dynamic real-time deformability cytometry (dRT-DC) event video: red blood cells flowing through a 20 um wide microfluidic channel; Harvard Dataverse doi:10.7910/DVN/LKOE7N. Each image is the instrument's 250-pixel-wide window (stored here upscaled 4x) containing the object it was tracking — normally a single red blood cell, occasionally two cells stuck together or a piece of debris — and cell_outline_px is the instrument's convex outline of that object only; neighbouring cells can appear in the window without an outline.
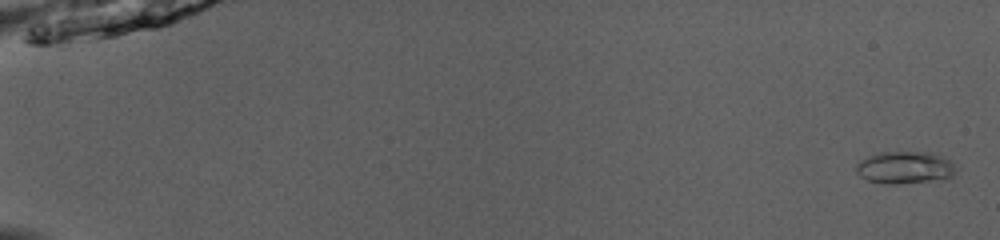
{"species": "common noctule bat (a hibernating species)", "species_latin": "Nyctalus noctula", "temperature_condition": "room temperature", "stored_images_in_passage": 52, "camera_frame_rate_fps": 3000, "um_per_image_px": 0.085, "animal": {"sex": "male", "body_mass_g": 13.0, "forearm_length_mm": 53.1}, "frame": {"image": 1, "passage_image": 2, "time_ms": 0.333, "image_size_px": [1000, 240], "cell_outline_px": [[956, 172], [948, 180], [896, 184], [888, 184], [868, 180], [860, 176], [856, 172], [856, 164], [860, 160], [868, 156], [880, 152], [932, 152], [948, 156]], "centroid_in_image_um": [76.97, 14.24], "position_along_channel_um": 8.0, "area_um2": 19.25}}
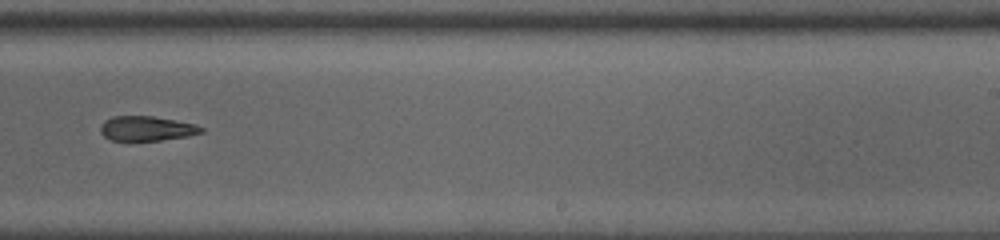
{"frame": {"image": 2, "passage_image": 35, "time_ms": 11.333, "image_size_px": [1000, 240], "cell_outline_px": [[204, 132], [188, 136], [160, 140], [112, 140], [104, 136], [100, 132], [100, 128], [104, 120], [112, 116], [152, 116], [192, 124], [204, 128]], "centroid_in_image_um": [12.43, 10.92], "position_along_channel_um": 276.6, "area_um2": 14.28}}
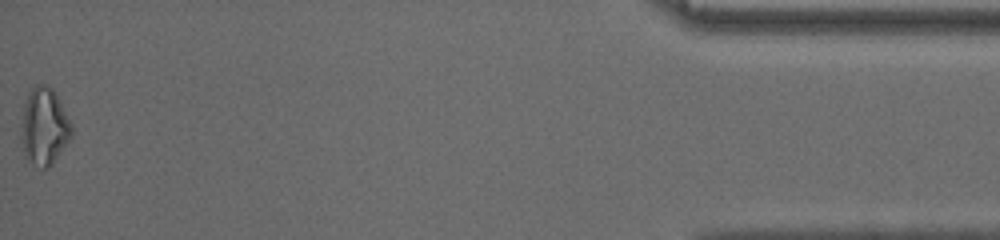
{"frame": {"image": 3, "passage_image": 52, "time_ms": 17.0, "image_size_px": [1000, 240], "cell_outline_px": [[72, 136], [52, 164], [48, 168], [44, 168], [32, 164], [24, 156], [20, 144], [20, 128], [24, 104], [28, 92], [36, 84], [48, 84], [56, 92], [72, 124]], "centroid_in_image_um": [3.73, 10.74], "position_along_channel_um": 431.5, "area_um2": 23.18}, "authors_computed_cell_mechanics": {"area_um2": 16.1551, "velocity_mm_per_s": 4.0764, "shape_relaxation_time_tau1_ms": 3.9957, "shape_relaxation_time_tau2_ms": 5.7795, "deformation_change_tau1": 0.1484, "deformation_change_tau2": 0.1672}}